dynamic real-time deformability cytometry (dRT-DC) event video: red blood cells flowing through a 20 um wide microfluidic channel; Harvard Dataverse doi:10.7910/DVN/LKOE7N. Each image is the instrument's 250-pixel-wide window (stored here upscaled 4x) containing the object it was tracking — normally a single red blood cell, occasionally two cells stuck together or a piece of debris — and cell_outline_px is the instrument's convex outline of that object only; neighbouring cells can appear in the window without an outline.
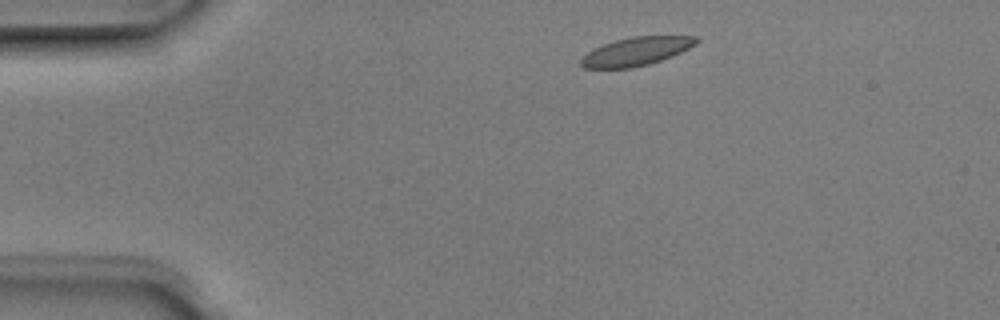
{"species": "Egyptian fruit bat (a non-hibernating species)", "species_latin": "Rousettus aegyptiacus", "temperature_condition": "room temperature", "stored_images_in_passage": 6, "camera_frame_rate_fps": 3000, "um_per_image_px": 0.085, "animal": {"sex": "male"}, "frame": {"image": 1, "passage_image": 1, "time_ms": 0.0, "image_size_px": [1000, 320], "cell_outline_px": [[700, 40], [696, 44], [672, 56], [648, 64], [632, 68], [584, 68], [580, 64], [580, 60], [588, 52], [604, 44], [616, 40], [632, 36], [700, 36]], "centroid_in_image_um": [54.11, 4.36], "position_along_channel_um": 30.9, "area_um2": 18.9}}
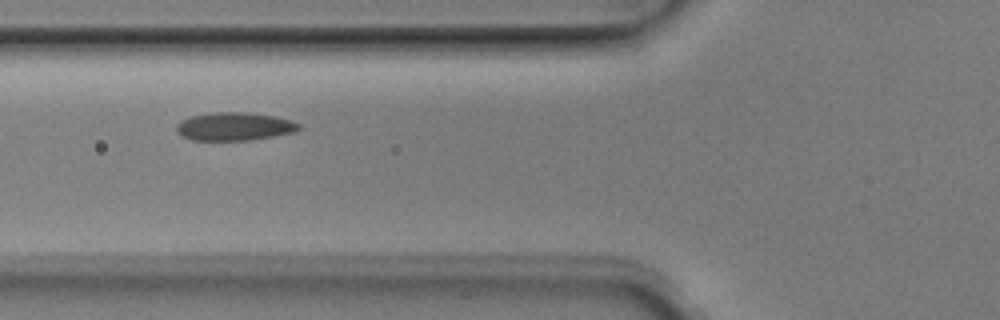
{"frame": {"image": 2, "passage_image": 4, "time_ms": 1.0, "image_size_px": [1000, 320], "cell_outline_px": [[300, 128], [296, 132], [252, 140], [192, 140], [176, 132], [176, 124], [180, 120], [192, 116], [216, 112], [244, 112], [276, 116], [292, 120], [300, 124]], "centroid_in_image_um": [19.95, 10.75], "position_along_channel_um": 105.9, "area_um2": 20.17}}
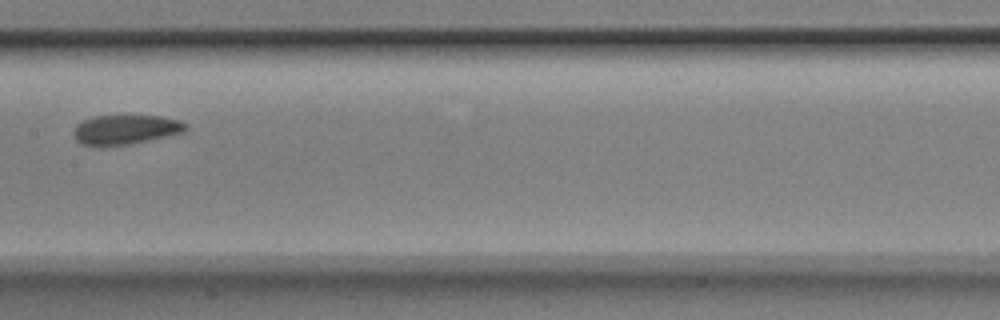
{"frame": {"image": 3, "passage_image": 6, "time_ms": 1.667, "image_size_px": [1000, 320], "cell_outline_px": [[188, 128], [184, 132], [132, 144], [104, 148], [96, 148], [80, 144], [76, 140], [72, 132], [76, 124], [84, 120], [96, 116], [160, 116], [180, 120], [188, 124]], "centroid_in_image_um": [10.63, 11.06], "position_along_channel_um": 196.8, "area_um2": 19.88}}